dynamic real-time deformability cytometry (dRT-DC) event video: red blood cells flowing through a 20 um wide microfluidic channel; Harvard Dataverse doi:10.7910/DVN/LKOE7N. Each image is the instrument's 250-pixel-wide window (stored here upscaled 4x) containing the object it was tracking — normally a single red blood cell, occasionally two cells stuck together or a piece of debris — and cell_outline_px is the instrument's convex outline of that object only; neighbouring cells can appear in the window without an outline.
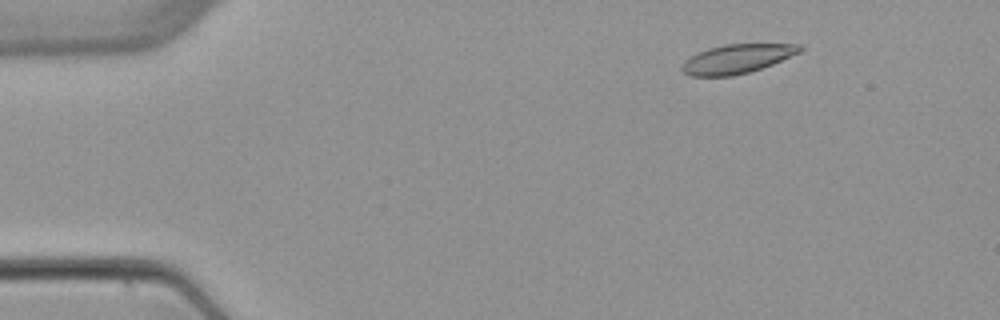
{"species": "common noctule bat (a hibernating species)", "species_latin": "Nyctalus noctula", "temperature_condition": "warm", "stored_images_in_passage": 6, "camera_frame_rate_fps": 3000, "um_per_image_px": 0.085, "animal": {"sex": "female", "body_mass_g": 22.7, "forearm_length_mm": 54.2}, "frame": {"image": 1, "passage_image": 2, "time_ms": 1.333, "image_size_px": [1000, 320], "cell_outline_px": [[804, 48], [800, 52], [772, 64], [748, 72], [732, 76], [688, 76], [680, 68], [684, 60], [708, 48], [724, 44], [800, 44]], "centroid_in_image_um": [62.63, 5.0], "position_along_channel_um": 22.4, "area_um2": 19.83}}
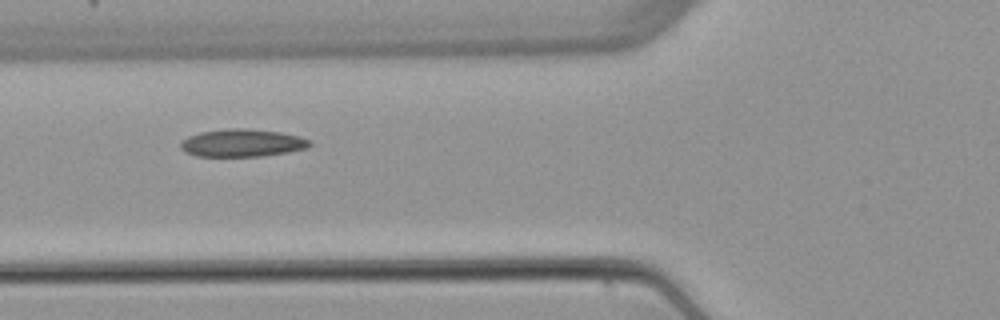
{"frame": {"image": 2, "passage_image": 5, "time_ms": 5.667, "image_size_px": [1000, 320], "cell_outline_px": [[312, 144], [308, 148], [288, 152], [260, 156], [196, 156], [184, 152], [180, 148], [180, 144], [188, 136], [200, 132], [232, 128], [244, 128], [280, 132], [300, 136], [308, 140]], "centroid_in_image_um": [20.58, 12.15], "position_along_channel_um": 105.2, "area_um2": 20.75}}
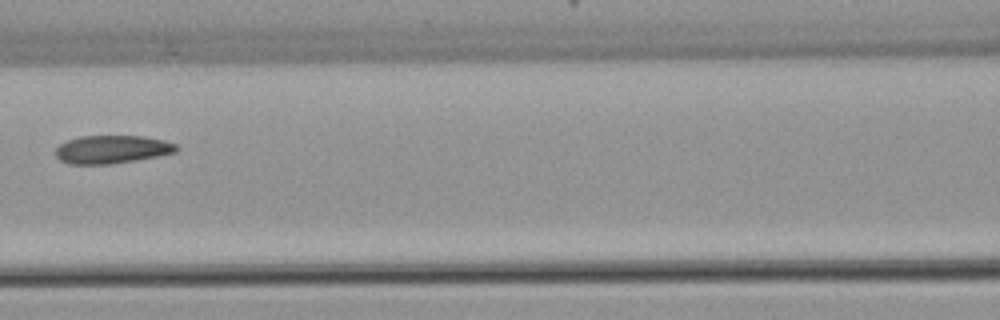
{"frame": {"image": 3, "passage_image": 6, "time_ms": 7.0, "image_size_px": [1000, 320], "cell_outline_px": [[180, 148], [176, 152], [136, 160], [108, 164], [68, 164], [60, 160], [56, 156], [56, 148], [60, 144], [68, 140], [80, 136], [144, 136], [164, 140], [176, 144]], "centroid_in_image_um": [9.52, 12.69], "position_along_channel_um": 157.1, "area_um2": 19.77}}